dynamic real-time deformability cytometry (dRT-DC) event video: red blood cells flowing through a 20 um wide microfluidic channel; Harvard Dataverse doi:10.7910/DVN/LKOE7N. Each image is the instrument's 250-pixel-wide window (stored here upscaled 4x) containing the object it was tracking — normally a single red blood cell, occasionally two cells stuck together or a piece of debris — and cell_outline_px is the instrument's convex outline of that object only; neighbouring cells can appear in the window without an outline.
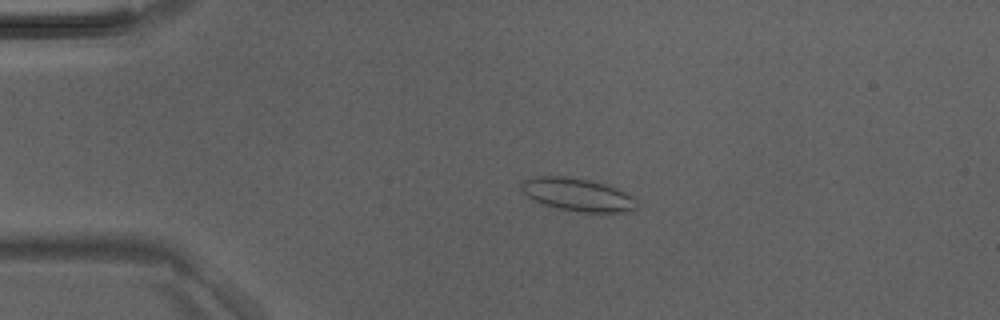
{"species": "Egyptian fruit bat (a non-hibernating species)", "species_latin": "Rousettus aegyptiacus", "temperature_condition": "room temperature", "stored_images_in_passage": 3, "camera_frame_rate_fps": 3000, "um_per_image_px": 0.085, "animal": {"sex": "male"}, "frame": {"image": 1, "passage_image": 2, "time_ms": 0.333, "image_size_px": [1000, 320], "cell_outline_px": [[640, 208], [636, 212], [580, 212], [556, 208], [544, 204], [528, 196], [520, 188], [520, 184], [524, 180], [532, 176], [564, 176], [588, 180], [604, 184], [616, 188], [640, 200]], "centroid_in_image_um": [49.18, 16.56], "position_along_channel_um": 35.8, "area_um2": 22.43}}